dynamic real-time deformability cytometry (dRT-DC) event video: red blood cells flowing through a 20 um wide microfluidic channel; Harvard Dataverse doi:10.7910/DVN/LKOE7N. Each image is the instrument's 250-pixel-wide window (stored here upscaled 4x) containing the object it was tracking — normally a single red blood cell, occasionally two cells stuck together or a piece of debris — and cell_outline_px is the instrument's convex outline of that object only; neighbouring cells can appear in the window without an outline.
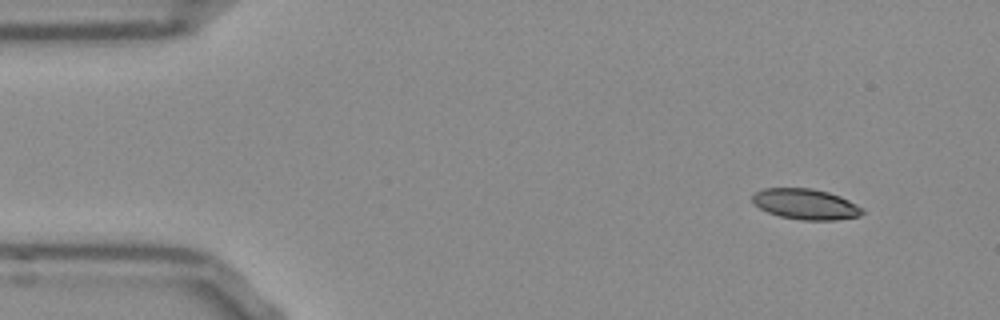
{"species": "Egyptian fruit bat (a non-hibernating species)", "species_latin": "Rousettus aegyptiacus", "temperature_condition": "room temperature", "stored_images_in_passage": 48, "camera_frame_rate_fps": 3000, "um_per_image_px": 0.085, "frame": {"image": 1, "passage_image": 1, "time_ms": 0.0, "image_size_px": [1000, 320], "cell_outline_px": [[864, 212], [860, 216], [836, 220], [804, 220], [780, 216], [768, 212], [760, 208], [752, 200], [752, 196], [756, 192], [764, 188], [812, 188], [828, 192], [840, 196], [864, 208]], "centroid_in_image_um": [68.51, 17.35], "position_along_channel_um": 16.5, "area_um2": 19.54}}
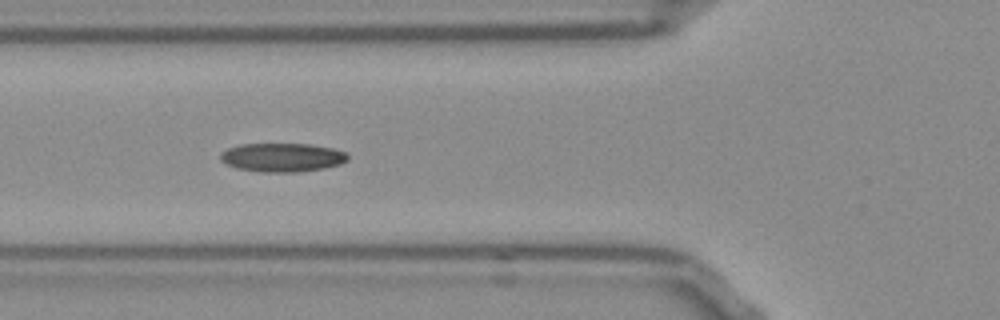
{"frame": {"image": 2, "passage_image": 15, "time_ms": 4.667, "image_size_px": [1000, 320], "cell_outline_px": [[348, 160], [340, 164], [324, 168], [296, 172], [264, 172], [236, 168], [220, 160], [220, 152], [228, 148], [240, 144], [308, 144], [332, 148], [344, 152], [348, 156]], "centroid_in_image_um": [23.97, 13.38], "position_along_channel_um": 101.8, "area_um2": 21.21}}
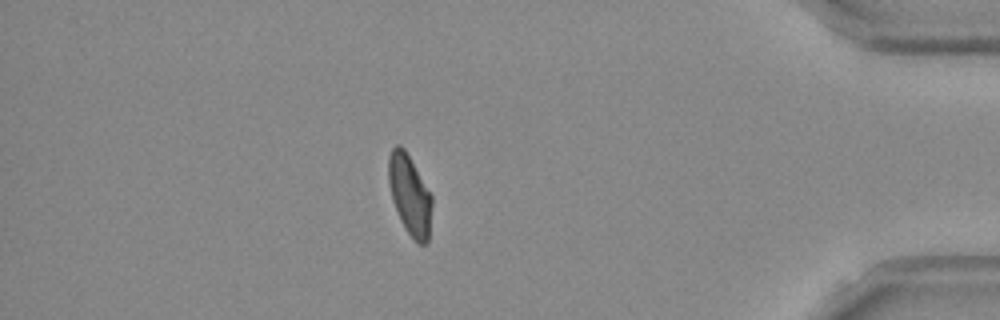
{"frame": {"image": 3, "passage_image": 42, "time_ms": 13.667, "image_size_px": [1000, 320], "cell_outline_px": [[432, 204], [428, 244], [416, 244], [400, 220], [392, 196], [388, 180], [388, 156], [392, 148], [396, 144], [400, 144], [404, 148], [432, 196]], "centroid_in_image_um": [34.83, 16.58], "position_along_channel_um": 400.4, "area_um2": 20.11}, "authors_computed_cell_mechanics": {"area_um2": 20.5768, "velocity_mm_per_s": 3.8176, "shape_relaxation_time_tau1_ms": 6.7765, "shape_relaxation_time_tau2_ms": 3.2997, "deformation_change_tau1": 0.1741, "deformation_change_tau2": 0.0833}}